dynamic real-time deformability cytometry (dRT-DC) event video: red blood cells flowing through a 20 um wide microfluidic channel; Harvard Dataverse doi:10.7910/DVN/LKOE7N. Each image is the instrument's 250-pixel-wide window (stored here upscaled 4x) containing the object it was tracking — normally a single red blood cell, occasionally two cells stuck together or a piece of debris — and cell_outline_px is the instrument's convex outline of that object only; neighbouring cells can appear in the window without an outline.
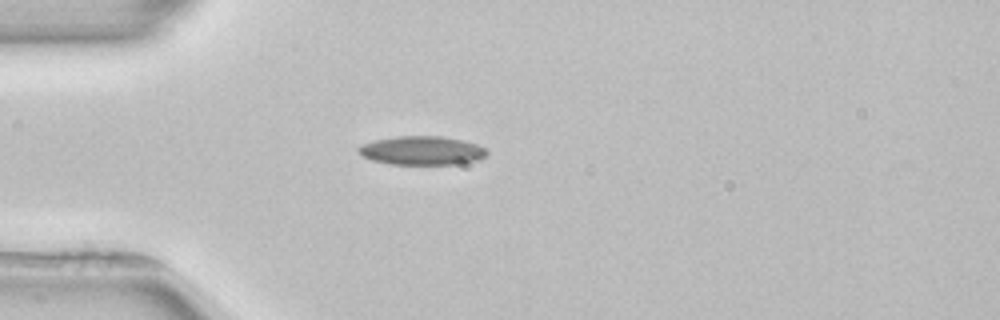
{"species": "common noctule bat (a hibernating species)", "species_latin": "Nyctalus noctula", "temperature_condition": "room temperature", "stored_images_in_passage": 33, "camera_frame_rate_fps": 3000, "um_per_image_px": 0.085, "animal": {"sex": "female", "body_mass_g": 22.7, "forearm_length_mm": 54.2}, "frame": {"image": 1, "passage_image": 1, "time_ms": 0.0, "image_size_px": [1000, 320], "cell_outline_px": [[488, 152], [484, 156], [476, 160], [452, 164], [388, 164], [372, 160], [364, 156], [356, 148], [364, 144], [376, 140], [396, 136], [440, 136], [460, 140], [476, 144], [484, 148]], "centroid_in_image_um": [35.84, 12.79], "position_along_channel_um": 49.2, "area_um2": 21.1}}
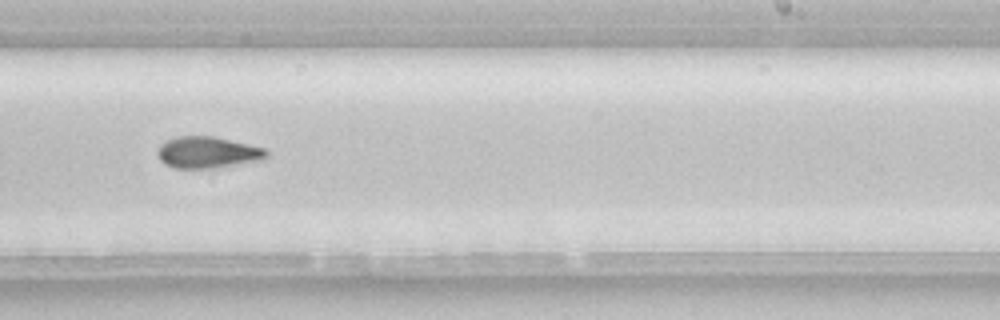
{"frame": {"image": 2, "passage_image": 19, "time_ms": 6.0, "image_size_px": [1000, 320], "cell_outline_px": [[268, 156], [264, 160], [212, 168], [172, 168], [164, 164], [160, 160], [156, 152], [160, 144], [164, 140], [176, 136], [212, 136], [248, 144], [264, 148], [268, 152]], "centroid_in_image_um": [17.61, 12.95], "position_along_channel_um": 271.4, "area_um2": 20.17}}